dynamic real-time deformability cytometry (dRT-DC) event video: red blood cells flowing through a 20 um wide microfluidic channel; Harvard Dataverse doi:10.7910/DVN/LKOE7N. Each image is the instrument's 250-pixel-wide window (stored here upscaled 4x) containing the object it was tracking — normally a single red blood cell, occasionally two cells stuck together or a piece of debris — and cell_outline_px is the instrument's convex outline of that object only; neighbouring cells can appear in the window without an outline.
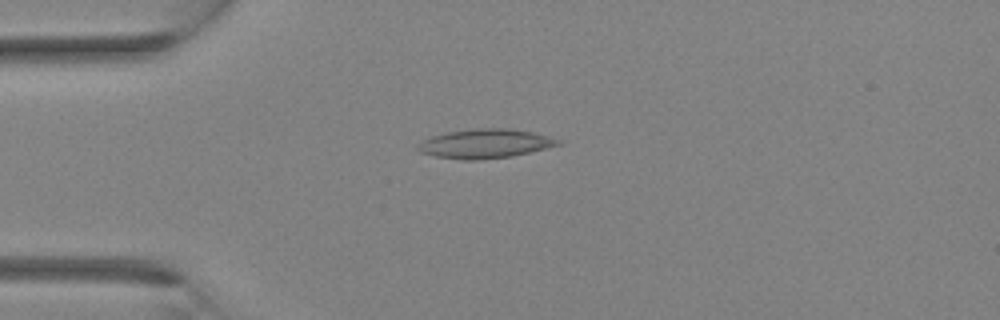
{"species": "Egyptian fruit bat (a non-hibernating species)", "species_latin": "Rousettus aegyptiacus", "temperature_condition": "room temperature", "stored_images_in_passage": 2, "camera_frame_rate_fps": 3000, "um_per_image_px": 0.085, "animal": {"sex": "female"}, "frame": {"image": 1, "passage_image": 2, "time_ms": 0.333, "image_size_px": [1000, 320], "cell_outline_px": [[564, 144], [512, 156], [480, 160], [464, 160], [436, 156], [420, 152], [416, 148], [416, 144], [420, 140], [432, 136], [448, 132], [472, 128], [508, 128], [532, 132], [548, 136], [560, 140]], "centroid_in_image_um": [41.22, 12.21], "position_along_channel_um": 43.8, "area_um2": 23.99}}